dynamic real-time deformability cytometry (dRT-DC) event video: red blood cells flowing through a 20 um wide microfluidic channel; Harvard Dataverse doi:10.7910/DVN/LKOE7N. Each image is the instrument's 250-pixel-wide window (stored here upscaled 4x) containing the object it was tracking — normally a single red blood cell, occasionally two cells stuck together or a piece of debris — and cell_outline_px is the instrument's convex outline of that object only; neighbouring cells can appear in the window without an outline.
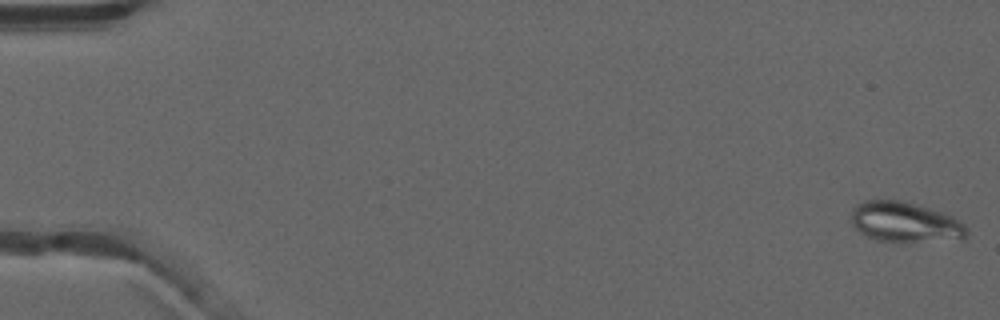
{"species": "common noctule bat (a hibernating species)", "species_latin": "Nyctalus noctula", "temperature_condition": "warm", "stored_images_in_passage": 17, "camera_frame_rate_fps": 3000, "um_per_image_px": 0.085, "animal": {"sex": "male", "forearm_length_mm": 52.5}, "frame": {"image": 1, "passage_image": 1, "time_ms": 0.0, "image_size_px": [1000, 320], "cell_outline_px": [[968, 236], [964, 240], [876, 240], [860, 232], [852, 224], [852, 208], [856, 204], [864, 200], [900, 200], [944, 212], [952, 216], [964, 224], [968, 228]], "centroid_in_image_um": [76.96, 18.86], "position_along_channel_um": 8.0, "area_um2": 26.82}}